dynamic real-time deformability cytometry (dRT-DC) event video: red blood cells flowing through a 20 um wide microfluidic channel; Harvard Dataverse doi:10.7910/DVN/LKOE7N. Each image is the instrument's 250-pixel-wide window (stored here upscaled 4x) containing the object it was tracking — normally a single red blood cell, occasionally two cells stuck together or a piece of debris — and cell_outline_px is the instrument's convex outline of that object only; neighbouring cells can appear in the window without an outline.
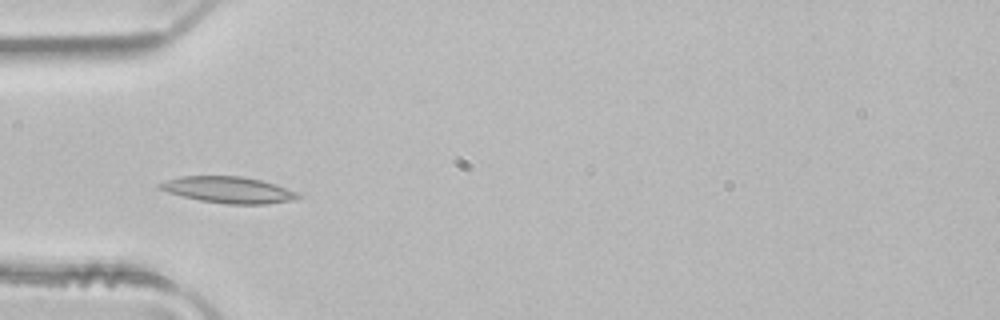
{"species": "common noctule bat (a hibernating species)", "species_latin": "Nyctalus noctula", "temperature_condition": "room temperature", "stored_images_in_passage": 4, "camera_frame_rate_fps": 3000, "um_per_image_px": 0.085, "animal": {"sex": "male", "body_mass_g": 21.5, "forearm_length_mm": 52.0}, "frame": {"image": 1, "passage_image": 3, "time_ms": 0.667, "image_size_px": [1000, 320], "cell_outline_px": [[304, 196], [296, 200], [268, 204], [228, 204], [200, 200], [168, 192], [156, 188], [156, 184], [180, 176], [240, 176], [260, 180], [296, 192]], "centroid_in_image_um": [19.41, 16.14], "position_along_channel_um": 65.6, "area_um2": 21.1}}
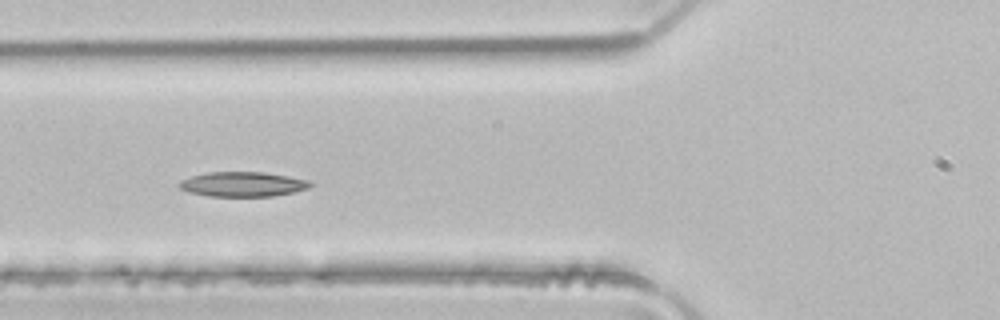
{"frame": {"image": 2, "passage_image": 4, "time_ms": 1.0, "image_size_px": [1000, 320], "cell_outline_px": [[316, 184], [308, 188], [292, 192], [272, 196], [208, 196], [188, 192], [180, 188], [176, 184], [180, 180], [192, 176], [208, 172], [264, 172], [312, 180]], "centroid_in_image_um": [20.65, 15.65], "position_along_channel_um": 105.1, "area_um2": 19.07}}